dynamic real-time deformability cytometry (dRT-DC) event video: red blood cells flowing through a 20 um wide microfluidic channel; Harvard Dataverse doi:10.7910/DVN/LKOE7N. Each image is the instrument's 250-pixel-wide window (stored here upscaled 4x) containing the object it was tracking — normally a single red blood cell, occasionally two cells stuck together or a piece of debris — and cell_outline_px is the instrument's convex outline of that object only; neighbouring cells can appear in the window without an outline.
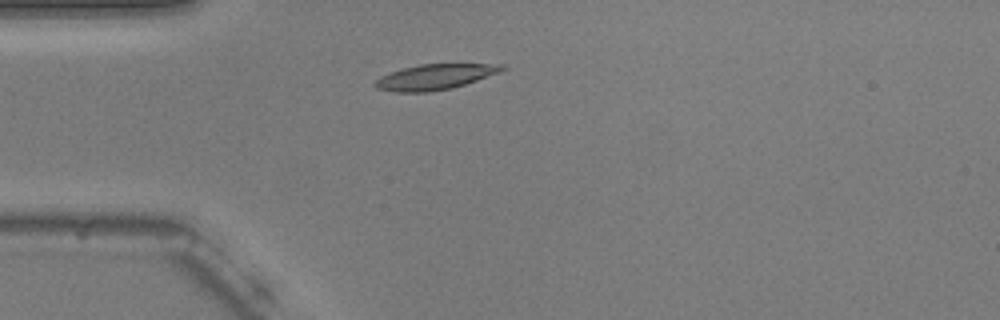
{"species": "common noctule bat (a hibernating species)", "species_latin": "Nyctalus noctula", "temperature_condition": "warm", "stored_images_in_passage": 41, "camera_frame_rate_fps": 3000, "um_per_image_px": 0.085, "animal": {"sex": "male", "body_mass_g": 20.5, "forearm_length_mm": 52.5}, "frame": {"image": 1, "passage_image": 1, "time_ms": 0.0, "image_size_px": [1000, 320], "cell_outline_px": [[508, 68], [500, 72], [452, 88], [428, 92], [396, 92], [376, 88], [372, 84], [380, 76], [404, 68], [420, 64], [504, 64]], "centroid_in_image_um": [36.97, 6.54], "position_along_channel_um": 48.0, "area_um2": 18.67}}
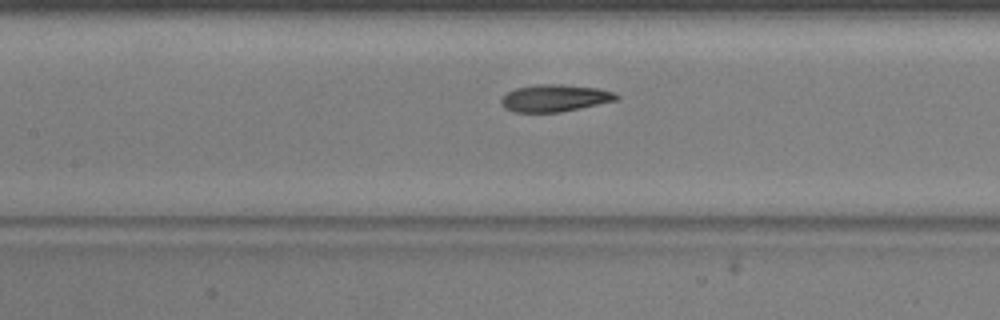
{"frame": {"image": 2, "passage_image": 11, "time_ms": 3.333, "image_size_px": [1000, 320], "cell_outline_px": [[620, 100], [560, 112], [512, 112], [504, 108], [500, 100], [508, 92], [516, 88], [536, 84], [560, 84], [596, 88], [612, 92], [620, 96]], "centroid_in_image_um": [47.16, 8.34], "position_along_channel_um": 160.2, "area_um2": 18.21}}
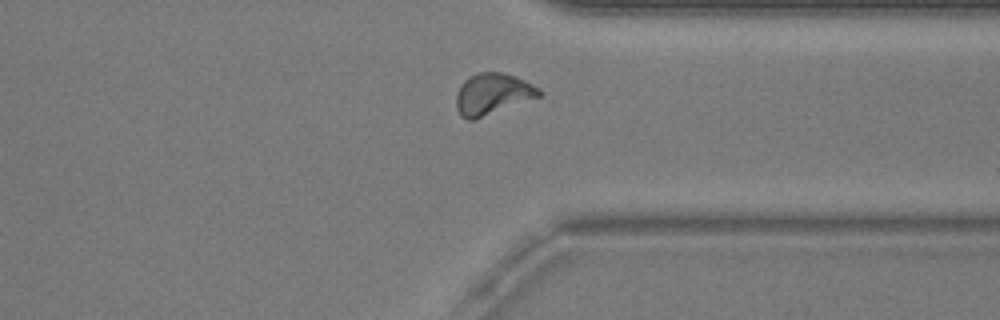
{"frame": {"image": 3, "passage_image": 28, "time_ms": 9.0, "image_size_px": [1000, 320], "cell_outline_px": [[544, 92], [540, 96], [472, 120], [468, 120], [460, 116], [456, 108], [456, 96], [460, 84], [468, 76], [476, 72], [500, 72], [516, 76], [540, 88]], "centroid_in_image_um": [41.84, 7.97], "position_along_channel_um": 369.6, "area_um2": 19.94}, "authors_computed_cell_mechanics": {"area_um2": 18.496, "velocity_mm_per_s": 3.7262, "shape_relaxation_time_tau1_ms": 3.4604, "shape_relaxation_time_tau2_ms": 1.862, "deformation_change_tau1": 0.1464, "deformation_change_tau2": 0.0924}}